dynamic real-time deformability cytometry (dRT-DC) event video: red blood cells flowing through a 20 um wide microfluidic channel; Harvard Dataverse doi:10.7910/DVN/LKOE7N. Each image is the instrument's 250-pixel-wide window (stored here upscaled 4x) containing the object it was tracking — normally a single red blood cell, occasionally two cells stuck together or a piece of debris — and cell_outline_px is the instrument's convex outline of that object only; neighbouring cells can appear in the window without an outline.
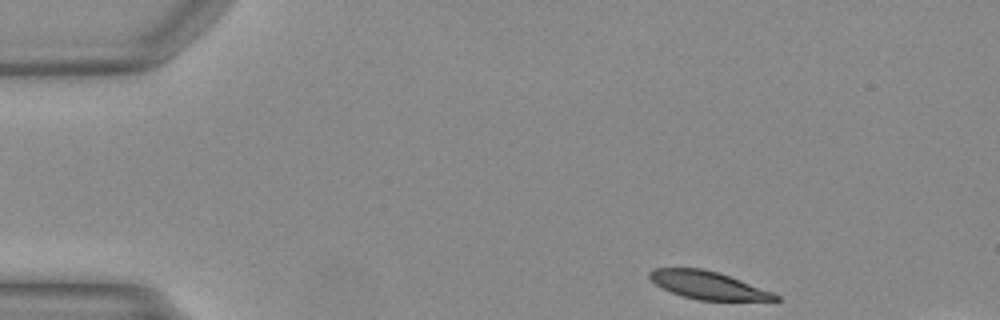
{"species": "Egyptian fruit bat (a non-hibernating species)", "species_latin": "Rousettus aegyptiacus", "temperature_condition": "warm", "stored_images_in_passage": 45, "camera_frame_rate_fps": 3000, "um_per_image_px": 0.085, "animal": {"sex": "female"}, "frame": {"image": 1, "passage_image": 1, "time_ms": 0.0, "image_size_px": [1000, 320], "cell_outline_px": [[780, 300], [700, 300], [684, 296], [672, 292], [656, 284], [648, 276], [648, 272], [652, 268], [704, 268], [740, 280], [772, 292], [780, 296]], "centroid_in_image_um": [60.15, 24.23], "position_along_channel_um": 24.8, "area_um2": 19.94}}
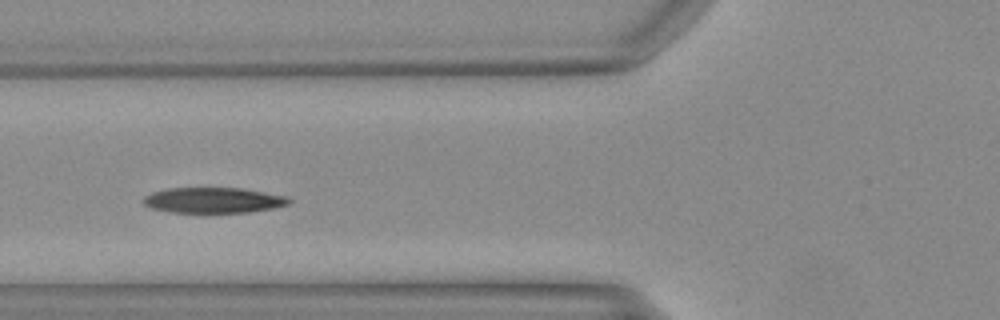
{"frame": {"image": 2, "passage_image": 13, "time_ms": 4.0, "image_size_px": [1000, 320], "cell_outline_px": [[292, 204], [272, 208], [248, 212], [212, 216], [168, 212], [152, 208], [144, 204], [144, 196], [152, 192], [164, 188], [240, 188], [288, 196], [292, 200]], "centroid_in_image_um": [18.14, 17.07], "position_along_channel_um": 107.7, "area_um2": 22.83}}
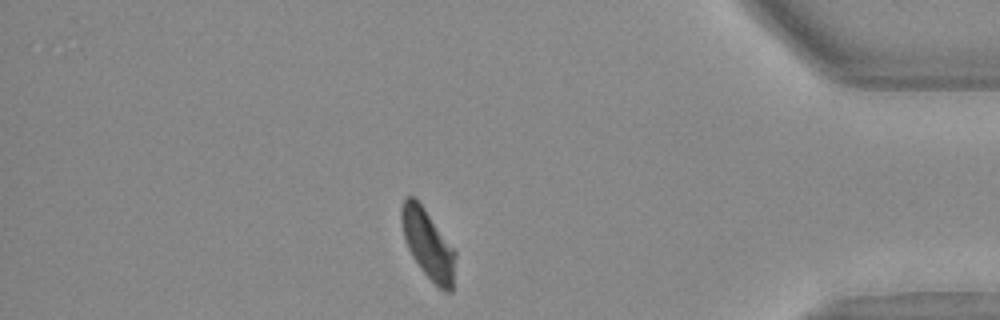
{"frame": {"image": 3, "passage_image": 37, "time_ms": 12.0, "image_size_px": [1000, 320], "cell_outline_px": [[456, 256], [452, 292], [444, 292], [436, 288], [420, 268], [412, 256], [404, 240], [400, 216], [400, 208], [404, 200], [408, 196], [412, 196], [424, 208], [456, 252]], "centroid_in_image_um": [36.38, 20.82], "position_along_channel_um": 398.8, "area_um2": 21.79}}